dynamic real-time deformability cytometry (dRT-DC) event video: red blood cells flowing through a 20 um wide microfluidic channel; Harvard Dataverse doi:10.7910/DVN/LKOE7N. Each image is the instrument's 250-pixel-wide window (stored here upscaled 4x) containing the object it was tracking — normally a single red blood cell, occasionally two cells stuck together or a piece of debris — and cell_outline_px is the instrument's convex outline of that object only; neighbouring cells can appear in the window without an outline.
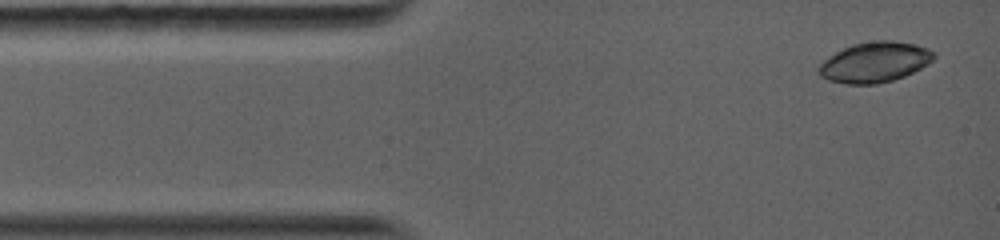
{"species": "common noctule bat (a hibernating species)", "species_latin": "Nyctalus noctula", "temperature_condition": "warm", "stored_images_in_passage": 3, "camera_frame_rate_fps": 5000, "um_per_image_px": 0.085, "animal": {"sex": "female", "body_mass_g": 19.0, "forearm_length_mm": 56.7}, "frame": {"image": 1, "passage_image": 1, "time_ms": 0.0, "image_size_px": [1000, 240], "cell_outline_px": [[936, 56], [932, 60], [920, 68], [904, 76], [892, 80], [876, 84], [844, 84], [828, 80], [820, 76], [816, 72], [816, 68], [824, 60], [836, 52], [852, 44], [876, 40], [892, 40], [916, 44], [928, 48], [936, 52]], "centroid_in_image_um": [74.33, 5.28], "position_along_channel_um": 10.7, "area_um2": 27.17}}
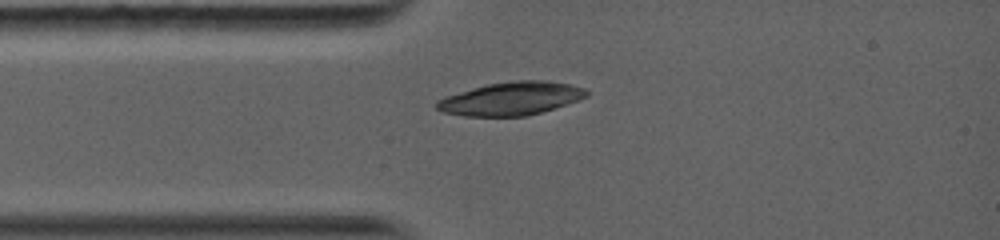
{"frame": {"image": 2, "passage_image": 3, "time_ms": 2.2, "image_size_px": [1000, 240], "cell_outline_px": [[588, 96], [580, 100], [528, 116], [464, 116], [444, 112], [436, 108], [436, 100], [444, 96], [488, 84], [512, 80], [544, 80], [568, 84], [584, 88], [588, 92]], "centroid_in_image_um": [43.44, 8.38], "position_along_channel_um": 41.6, "area_um2": 28.96}}